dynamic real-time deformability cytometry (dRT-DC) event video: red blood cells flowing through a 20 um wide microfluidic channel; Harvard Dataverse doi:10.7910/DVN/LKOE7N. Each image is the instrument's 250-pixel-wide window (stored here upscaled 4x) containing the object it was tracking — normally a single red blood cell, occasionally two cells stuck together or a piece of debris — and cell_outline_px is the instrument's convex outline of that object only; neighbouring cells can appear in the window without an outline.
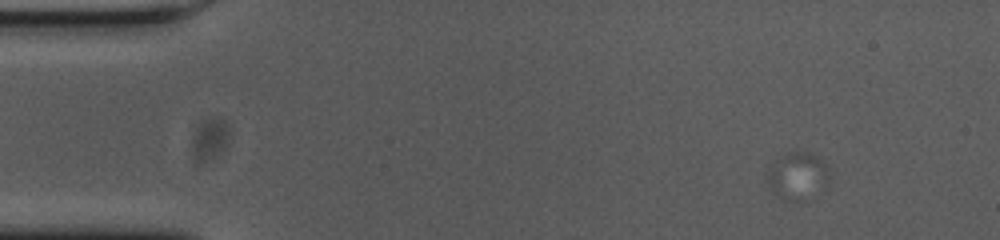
{"species": "common noctule bat (a hibernating species)", "species_latin": "Nyctalus noctula", "temperature_condition": "cold", "stored_images_in_passage": 70, "camera_frame_rate_fps": 3000, "um_per_image_px": 0.085, "animal": {"sex": "female", "body_mass_g": 23.0, "forearm_length_mm": 53.4}, "frame": {"image": 1, "passage_image": 1, "time_ms": 0.0, "image_size_px": [1000, 240], "cell_outline_px": [[828, 184], [804, 200], [780, 200], [772, 196], [764, 180], [764, 172], [784, 152], [808, 152], [820, 156], [828, 172]], "centroid_in_image_um": [67.67, 14.96], "position_along_channel_um": 17.3, "area_um2": 17.69}}
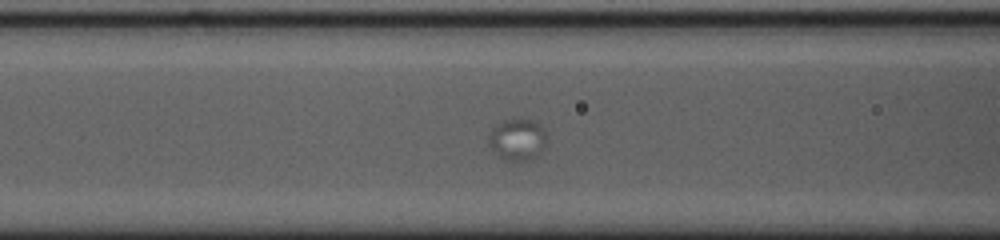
{"frame": {"image": 2, "passage_image": 31, "time_ms": 10.0, "image_size_px": [1000, 240], "cell_outline_px": [[548, 136], [544, 144], [536, 156], [524, 160], [504, 160], [488, 144], [488, 136], [504, 120], [520, 116], [532, 120], [540, 124], [544, 128]], "centroid_in_image_um": [44.02, 11.8], "position_along_channel_um": 122.6, "area_um2": 13.93}}
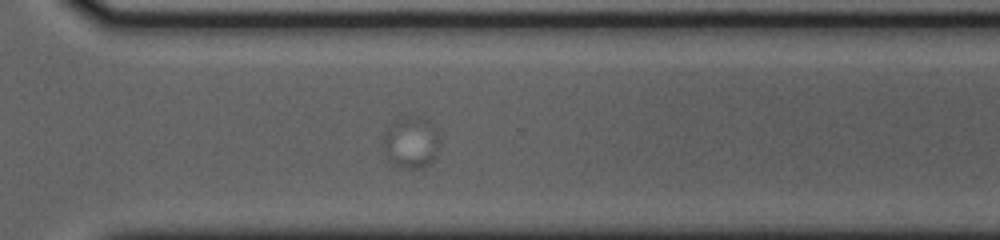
{"frame": {"image": 3, "passage_image": 60, "time_ms": 19.667, "image_size_px": [1000, 240], "cell_outline_px": [[436, 152], [432, 160], [428, 164], [416, 168], [404, 168], [396, 164], [388, 156], [384, 148], [384, 132], [388, 124], [404, 116], [416, 116], [436, 136]], "centroid_in_image_um": [34.82, 12.12], "position_along_channel_um": 335.8, "area_um2": 15.55}, "authors_computed_cell_mechanics": {"area_um2": 14.4211, "velocity_mm_per_s": 2.2016, "shape_relaxation_time_tau1_ms": 0.6628, "shape_relaxation_time_tau2_ms": null, "deformation_change_tau1": 0.086, "deformation_change_tau2": null}}